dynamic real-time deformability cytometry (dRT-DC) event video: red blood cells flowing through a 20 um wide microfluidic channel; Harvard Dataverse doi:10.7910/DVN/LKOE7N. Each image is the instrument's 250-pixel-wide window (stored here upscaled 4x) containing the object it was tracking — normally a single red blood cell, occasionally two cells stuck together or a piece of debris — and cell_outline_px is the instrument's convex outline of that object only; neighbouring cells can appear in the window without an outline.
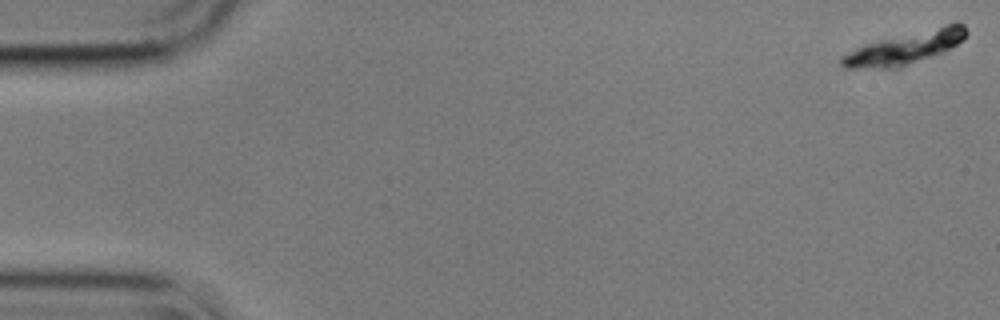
{"species": "common noctule bat (a hibernating species)", "species_latin": "Nyctalus noctula", "temperature_condition": "cold", "stored_images_in_passage": 60, "camera_frame_rate_fps": 3000, "um_per_image_px": 0.085, "animal": {"sex": "male", "body_mass_g": 17.9}, "frame": {"image": 1, "passage_image": 1, "time_ms": 0.0, "image_size_px": [1000, 320], "cell_outline_px": [[968, 32], [952, 48], [932, 56], [900, 68], [844, 68], [840, 64], [840, 56], [864, 44], [956, 20], [964, 24]], "centroid_in_image_um": [76.96, 4.04], "position_along_channel_um": 8.0, "area_um2": 23.87}}
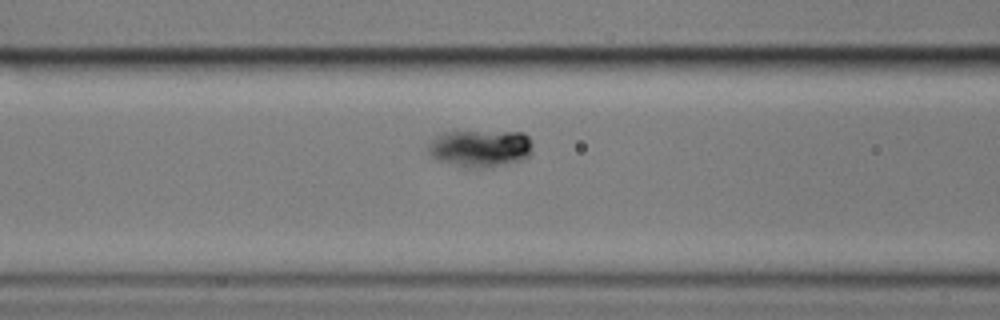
{"frame": {"image": 2, "passage_image": 24, "time_ms": 7.667, "image_size_px": [1000, 320], "cell_outline_px": [[532, 144], [528, 156], [520, 160], [492, 168], [468, 168], [436, 160], [428, 156], [428, 144], [436, 136], [444, 132], [524, 132], [528, 136]], "centroid_in_image_um": [40.78, 12.62], "position_along_channel_um": 125.8, "area_um2": 22.77}}
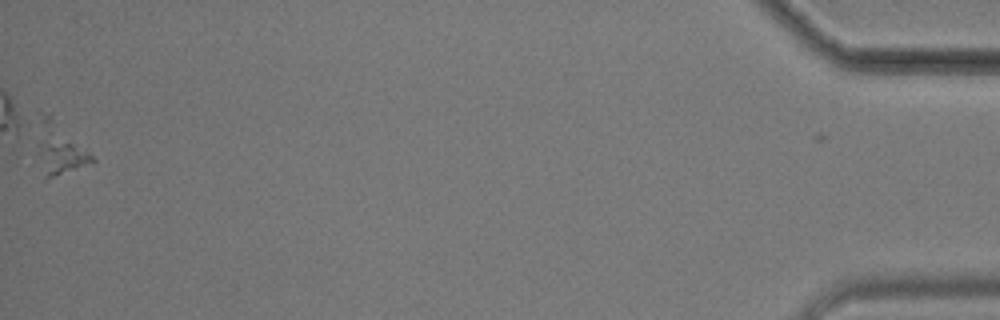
{"frame": {"image": 3, "passage_image": 60, "time_ms": 19.667, "image_size_px": [1000, 320], "cell_outline_px": [[96, 160], [92, 164], [44, 180], [36, 152], [36, 108], [48, 116], [88, 152]], "centroid_in_image_um": [4.91, 12.66], "position_along_channel_um": 430.3, "area_um2": 16.47}}